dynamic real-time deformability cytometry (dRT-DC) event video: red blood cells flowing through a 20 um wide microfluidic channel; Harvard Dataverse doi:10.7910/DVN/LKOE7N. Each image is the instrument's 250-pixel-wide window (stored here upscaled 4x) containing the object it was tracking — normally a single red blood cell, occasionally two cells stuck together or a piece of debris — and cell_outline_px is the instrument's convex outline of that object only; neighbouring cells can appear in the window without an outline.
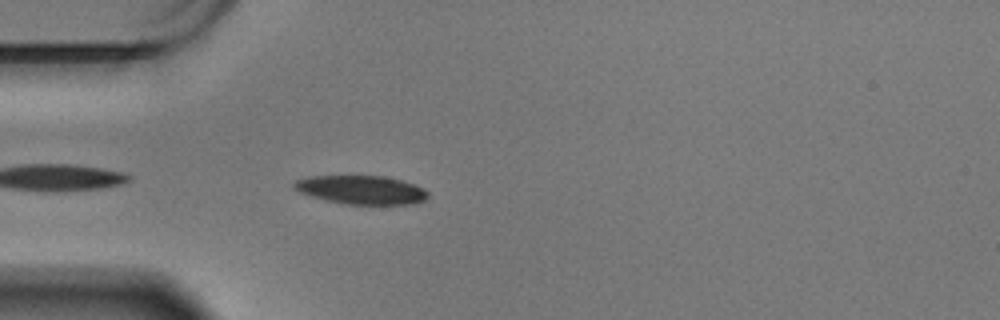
{"species": "Egyptian fruit bat (a non-hibernating species)", "species_latin": "Rousettus aegyptiacus", "temperature_condition": "warm", "stored_images_in_passage": 30, "camera_frame_rate_fps": 3000, "um_per_image_px": 0.085, "animal": {"sex": "male"}, "frame": {"image": 1, "passage_image": 3, "time_ms": 0.667, "image_size_px": [1000, 320], "cell_outline_px": [[428, 196], [424, 200], [416, 204], [344, 204], [324, 200], [300, 192], [292, 188], [292, 184], [296, 180], [308, 176], [384, 176], [404, 180], [416, 184], [424, 188], [428, 192]], "centroid_in_image_um": [30.73, 16.13], "position_along_channel_um": 54.3, "area_um2": 22.6}}
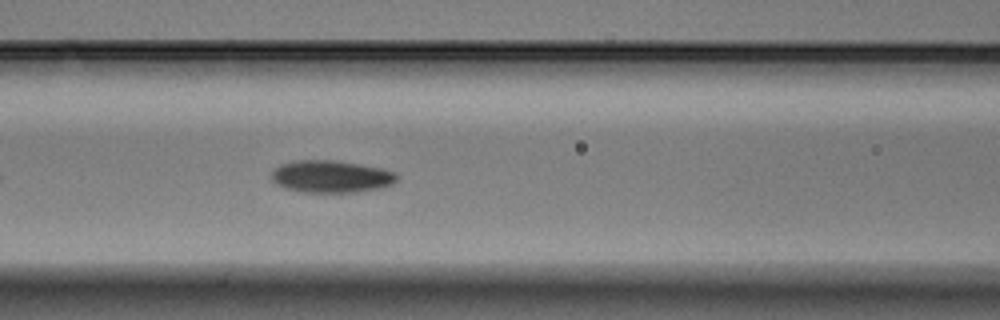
{"frame": {"image": 2, "passage_image": 11, "time_ms": 3.333, "image_size_px": [1000, 320], "cell_outline_px": [[396, 180], [392, 184], [384, 188], [356, 192], [300, 192], [284, 188], [276, 184], [272, 180], [272, 168], [280, 164], [300, 160], [332, 160], [384, 168], [392, 172], [396, 176]], "centroid_in_image_um": [28.11, 15.01], "position_along_channel_um": 138.5, "area_um2": 23.64}}
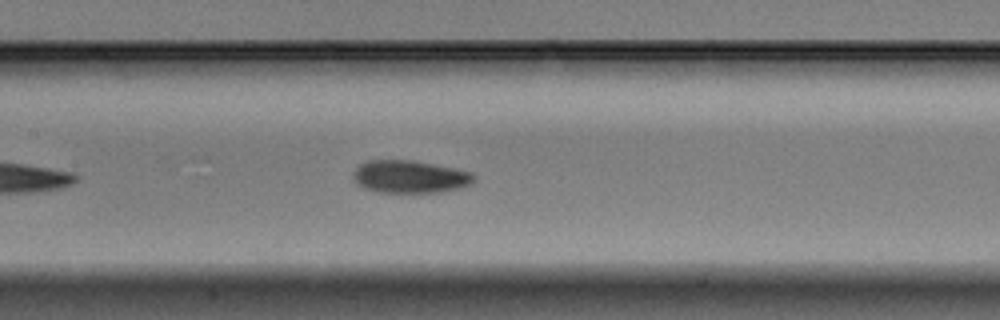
{"frame": {"image": 3, "passage_image": 14, "time_ms": 4.333, "image_size_px": [1000, 320], "cell_outline_px": [[476, 180], [472, 184], [460, 188], [444, 192], [376, 192], [364, 188], [356, 184], [352, 176], [352, 172], [360, 164], [368, 160], [412, 160], [456, 168], [472, 172], [476, 176]], "centroid_in_image_um": [34.86, 15.02], "position_along_channel_um": 172.5, "area_um2": 23.35}}